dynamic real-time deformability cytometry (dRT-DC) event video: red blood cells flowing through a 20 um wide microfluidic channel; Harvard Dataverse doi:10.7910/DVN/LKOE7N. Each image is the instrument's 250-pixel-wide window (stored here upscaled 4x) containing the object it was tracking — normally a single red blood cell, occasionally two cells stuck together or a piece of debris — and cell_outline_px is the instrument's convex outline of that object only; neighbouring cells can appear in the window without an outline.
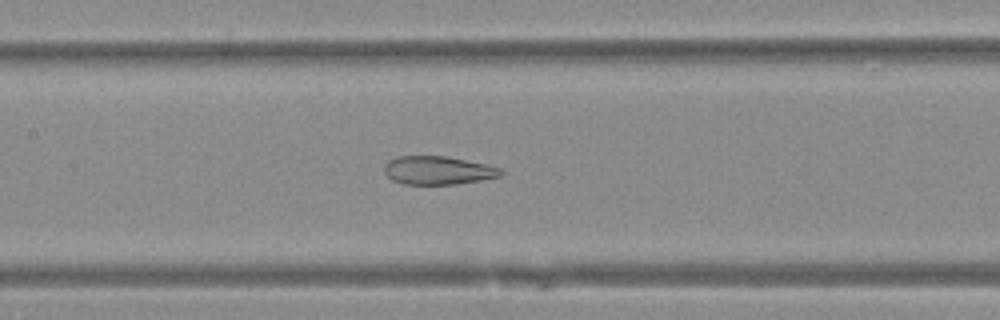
{"species": "Egyptian fruit bat (a non-hibernating species)", "species_latin": "Rousettus aegyptiacus", "temperature_condition": "warm", "stored_images_in_passage": 50, "camera_frame_rate_fps": 3000, "um_per_image_px": 0.085, "animal": {"sex": "female"}, "frame": {"image": 1, "passage_image": 24, "time_ms": 7.667, "image_size_px": [1000, 320], "cell_outline_px": [[504, 172], [500, 176], [480, 180], [456, 184], [404, 184], [392, 180], [384, 172], [384, 164], [388, 160], [396, 156], [444, 156], [484, 164], [500, 168]], "centroid_in_image_um": [37.18, 14.48], "position_along_channel_um": 170.2, "area_um2": 19.13}}
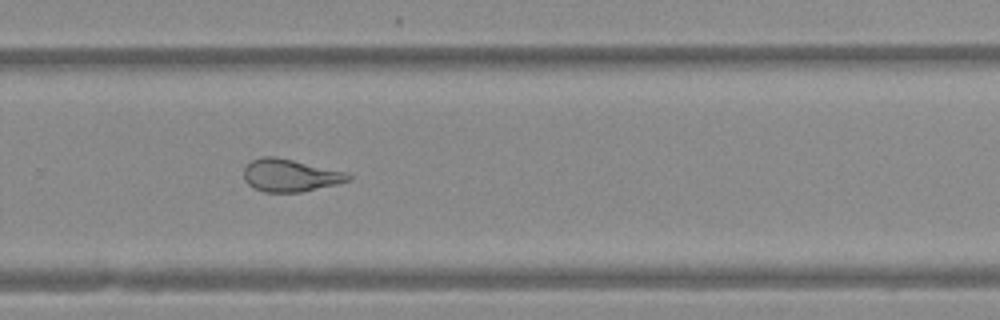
{"frame": {"image": 2, "passage_image": 34, "time_ms": 11.0, "image_size_px": [1000, 320], "cell_outline_px": [[352, 180], [336, 184], [300, 192], [264, 192], [248, 184], [244, 180], [244, 168], [252, 160], [264, 156], [276, 156], [344, 172], [352, 176]], "centroid_in_image_um": [24.64, 14.91], "position_along_channel_um": 305.2, "area_um2": 19.54}}
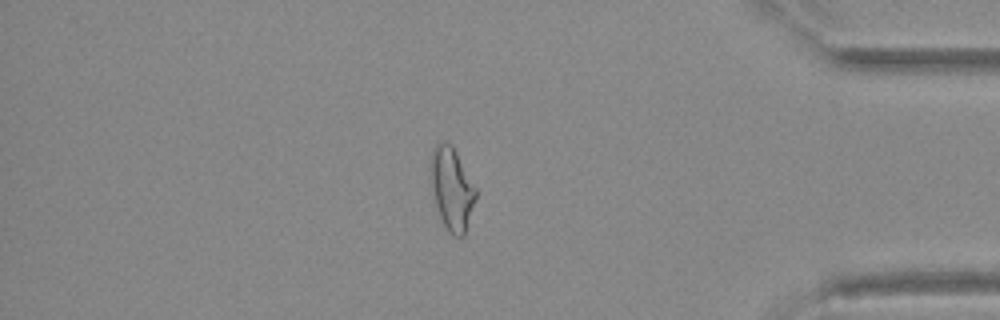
{"frame": {"image": 3, "passage_image": 43, "time_ms": 14.0, "image_size_px": [1000, 320], "cell_outline_px": [[476, 196], [464, 236], [452, 236], [448, 232], [440, 216], [436, 204], [432, 188], [432, 148], [436, 144], [444, 140], [452, 144], [476, 188]], "centroid_in_image_um": [38.42, 16.03], "position_along_channel_um": 396.8, "area_um2": 21.21}}